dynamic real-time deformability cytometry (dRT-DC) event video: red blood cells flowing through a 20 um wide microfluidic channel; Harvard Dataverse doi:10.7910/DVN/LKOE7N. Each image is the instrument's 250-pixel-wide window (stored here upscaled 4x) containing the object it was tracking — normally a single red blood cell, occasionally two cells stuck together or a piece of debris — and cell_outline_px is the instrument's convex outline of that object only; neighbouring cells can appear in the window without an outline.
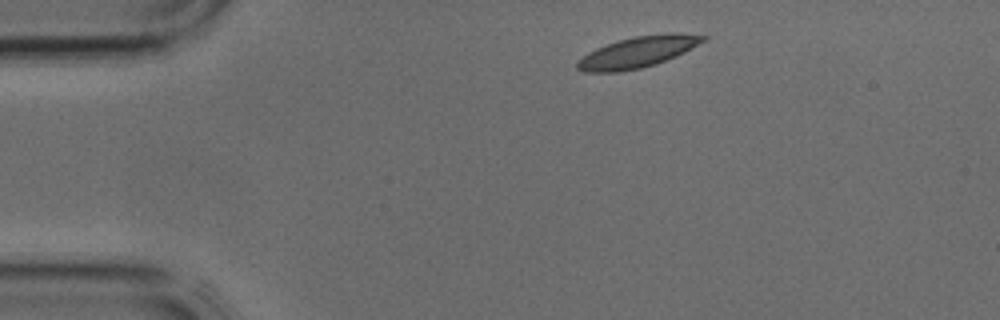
{"species": "common noctule bat (a hibernating species)", "species_latin": "Nyctalus noctula", "temperature_condition": "cold", "stored_images_in_passage": 2, "camera_frame_rate_fps": 3000, "um_per_image_px": 0.085, "animal": {"sex": "male", "body_mass_g": 17.9, "forearm_length_mm": 54.2}, "frame": {"image": 1, "passage_image": 1, "time_ms": 0.0, "image_size_px": [1000, 320], "cell_outline_px": [[708, 40], [676, 56], [656, 64], [640, 68], [620, 72], [584, 72], [576, 68], [576, 64], [588, 52], [596, 48], [616, 40], [636, 36], [668, 32], [676, 32], [708, 36]], "centroid_in_image_um": [54.25, 4.41], "position_along_channel_um": 30.7, "area_um2": 22.95}}